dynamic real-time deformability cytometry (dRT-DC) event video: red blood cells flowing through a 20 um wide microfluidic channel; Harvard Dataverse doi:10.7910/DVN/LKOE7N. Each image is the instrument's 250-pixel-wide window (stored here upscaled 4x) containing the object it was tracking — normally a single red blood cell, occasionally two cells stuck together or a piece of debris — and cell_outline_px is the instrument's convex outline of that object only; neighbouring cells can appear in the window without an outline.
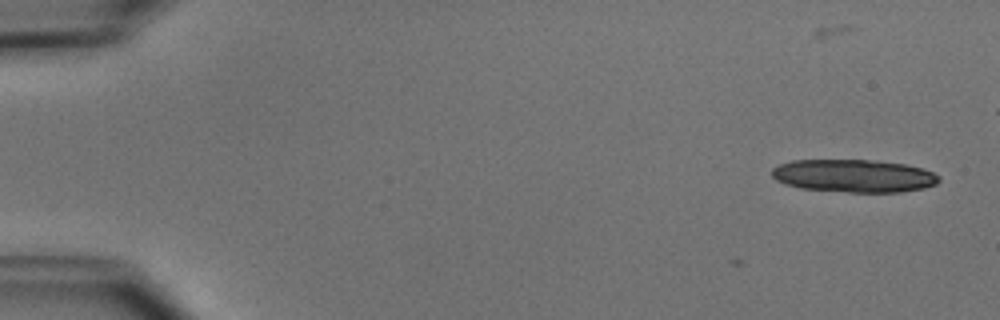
{"species": "common noctule bat (a hibernating species)", "species_latin": "Nyctalus noctula", "temperature_condition": "cold", "stored_images_in_passage": 3, "camera_frame_rate_fps": 3000, "um_per_image_px": 0.085, "animal": {"sex": "male", "body_mass_g": 15.6}, "frame": {"image": 1, "passage_image": 1, "time_ms": 0.0, "image_size_px": [1000, 320], "cell_outline_px": [[940, 180], [936, 184], [924, 188], [900, 192], [848, 192], [800, 188], [784, 184], [776, 180], [772, 176], [772, 168], [780, 164], [792, 160], [868, 160], [904, 164], [920, 168], [932, 172], [940, 176]], "centroid_in_image_um": [72.55, 14.95], "position_along_channel_um": 12.4, "area_um2": 31.91}}